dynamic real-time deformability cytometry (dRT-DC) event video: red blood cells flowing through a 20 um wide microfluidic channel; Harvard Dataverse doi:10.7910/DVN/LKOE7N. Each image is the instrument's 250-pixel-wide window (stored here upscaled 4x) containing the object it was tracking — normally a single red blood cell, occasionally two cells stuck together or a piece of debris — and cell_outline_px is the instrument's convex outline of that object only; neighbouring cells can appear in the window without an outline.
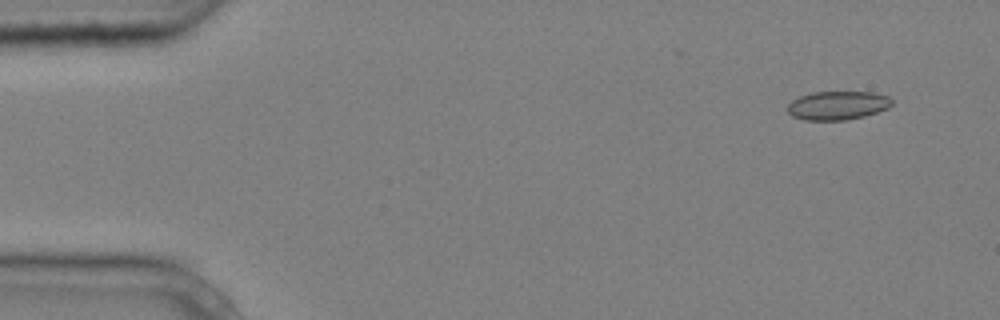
{"species": "common noctule bat (a hibernating species)", "species_latin": "Nyctalus noctula", "temperature_condition": "cold", "stored_images_in_passage": 6, "camera_frame_rate_fps": 3000, "um_per_image_px": 0.085, "animal": {"sex": "male", "body_mass_g": 20.4}, "frame": {"image": 1, "passage_image": 1, "time_ms": 0.0, "image_size_px": [1000, 320], "cell_outline_px": [[892, 104], [888, 108], [864, 116], [844, 120], [804, 120], [792, 116], [788, 112], [788, 104], [792, 100], [800, 96], [812, 92], [872, 92], [888, 96], [892, 100]], "centroid_in_image_um": [71.18, 8.96], "position_along_channel_um": 13.8, "area_um2": 17.4}}
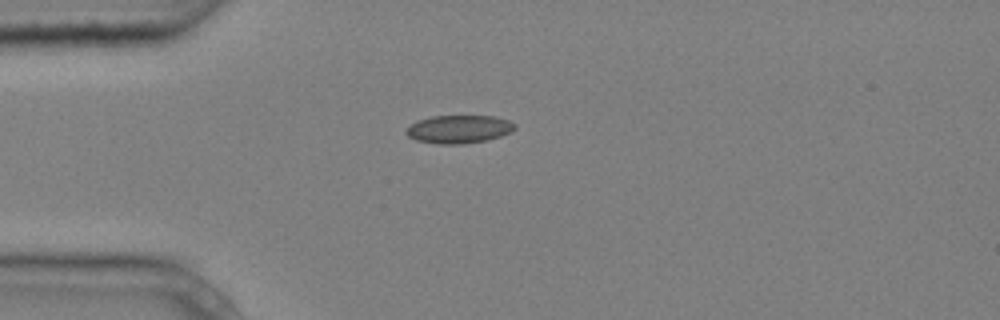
{"frame": {"image": 2, "passage_image": 3, "time_ms": 0.667, "image_size_px": [1000, 320], "cell_outline_px": [[516, 128], [512, 132], [488, 140], [460, 144], [440, 144], [416, 140], [408, 136], [404, 132], [416, 120], [432, 116], [496, 116], [508, 120], [516, 124]], "centroid_in_image_um": [39.03, 10.97], "position_along_channel_um": 46.0, "area_um2": 17.86}}
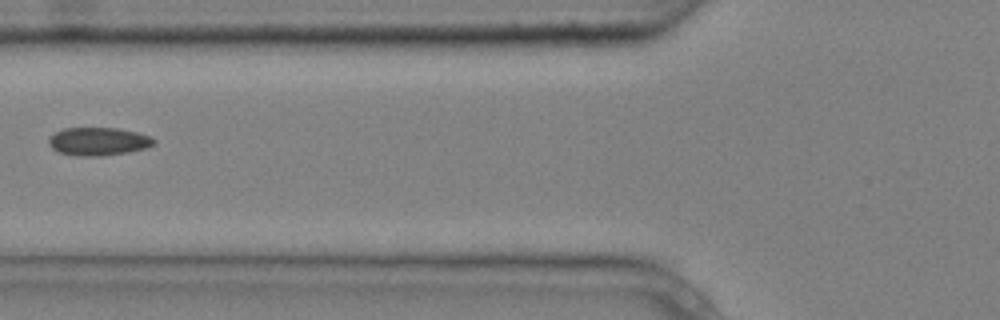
{"frame": {"image": 3, "passage_image": 5, "time_ms": 1.333, "image_size_px": [1000, 320], "cell_outline_px": [[156, 144], [144, 148], [128, 152], [104, 156], [76, 156], [60, 152], [52, 148], [48, 144], [48, 140], [56, 132], [64, 128], [116, 128], [136, 132], [152, 136], [156, 140]], "centroid_in_image_um": [8.39, 12.02], "position_along_channel_um": 117.4, "area_um2": 17.22}}